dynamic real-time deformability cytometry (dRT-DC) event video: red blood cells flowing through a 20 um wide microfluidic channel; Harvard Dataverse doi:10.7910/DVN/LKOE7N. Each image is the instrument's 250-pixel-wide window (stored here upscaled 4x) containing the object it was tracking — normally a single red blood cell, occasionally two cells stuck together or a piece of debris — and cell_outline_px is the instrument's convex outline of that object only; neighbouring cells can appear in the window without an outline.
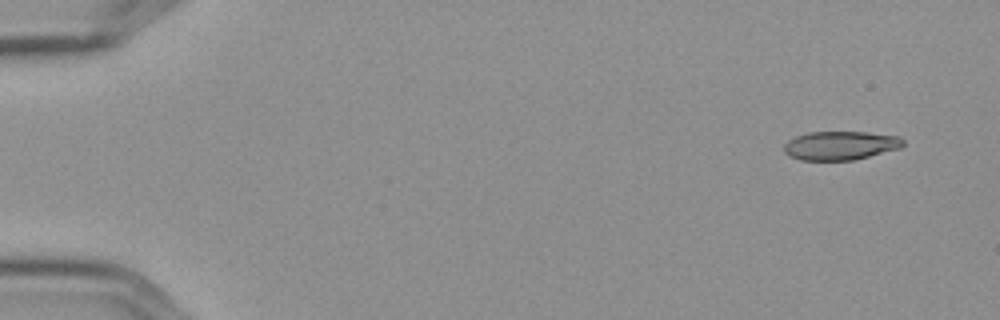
{"species": "Egyptian fruit bat (a non-hibernating species)", "species_latin": "Rousettus aegyptiacus", "temperature_condition": "cold", "stored_images_in_passage": 6, "camera_frame_rate_fps": 3000, "um_per_image_px": 0.085, "frame": {"image": 1, "passage_image": 1, "time_ms": 0.0, "image_size_px": [1000, 320], "cell_outline_px": [[904, 144], [900, 148], [852, 160], [800, 160], [788, 156], [784, 152], [784, 144], [788, 140], [796, 136], [808, 132], [868, 132], [900, 136], [904, 140]], "centroid_in_image_um": [71.42, 12.36], "position_along_channel_um": 13.6, "area_um2": 20.0}}